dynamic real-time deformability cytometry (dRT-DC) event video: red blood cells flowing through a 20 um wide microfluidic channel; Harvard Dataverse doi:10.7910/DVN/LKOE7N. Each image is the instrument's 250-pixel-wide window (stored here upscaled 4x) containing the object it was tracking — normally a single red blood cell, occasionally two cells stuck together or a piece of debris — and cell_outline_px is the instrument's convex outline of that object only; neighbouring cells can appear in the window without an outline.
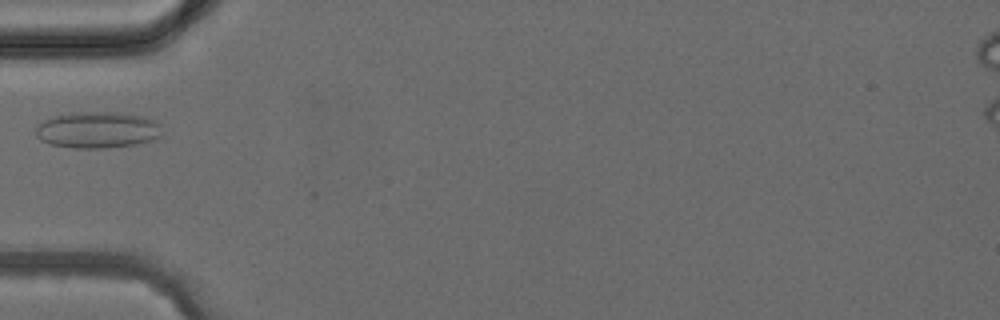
{"species": "common noctule bat (a hibernating species)", "species_latin": "Nyctalus noctula", "temperature_condition": "cold", "stored_images_in_passage": 3, "camera_frame_rate_fps": 3000, "um_per_image_px": 0.085, "animal": {"sex": "female", "body_mass_g": 24.6, "forearm_length_mm": 56.2}, "frame": {"image": 1, "passage_image": 3, "time_ms": 2.333, "image_size_px": [1000, 320], "cell_outline_px": [[164, 136], [152, 140], [136, 144], [104, 148], [76, 148], [52, 144], [40, 140], [36, 136], [36, 128], [44, 120], [56, 116], [80, 112], [116, 112], [140, 116], [156, 120], [160, 124]], "centroid_in_image_um": [8.35, 11.05], "position_along_channel_um": 76.6, "area_um2": 26.7}}